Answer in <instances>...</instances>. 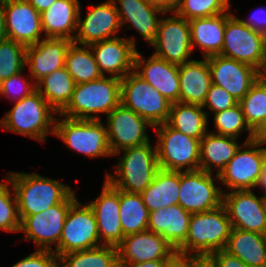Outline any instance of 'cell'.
Instances as JSON below:
<instances>
[{"instance_id":"obj_10","label":"cell","mask_w":266,"mask_h":267,"mask_svg":"<svg viewBox=\"0 0 266 267\" xmlns=\"http://www.w3.org/2000/svg\"><path fill=\"white\" fill-rule=\"evenodd\" d=\"M232 13L231 10L227 12L224 43L219 55L260 70L265 59L266 36L243 24Z\"/></svg>"},{"instance_id":"obj_37","label":"cell","mask_w":266,"mask_h":267,"mask_svg":"<svg viewBox=\"0 0 266 267\" xmlns=\"http://www.w3.org/2000/svg\"><path fill=\"white\" fill-rule=\"evenodd\" d=\"M58 267H119L117 247L102 245L60 255Z\"/></svg>"},{"instance_id":"obj_21","label":"cell","mask_w":266,"mask_h":267,"mask_svg":"<svg viewBox=\"0 0 266 267\" xmlns=\"http://www.w3.org/2000/svg\"><path fill=\"white\" fill-rule=\"evenodd\" d=\"M134 37L118 36L89 45L103 76L107 73L108 76L122 79L134 70L137 51Z\"/></svg>"},{"instance_id":"obj_26","label":"cell","mask_w":266,"mask_h":267,"mask_svg":"<svg viewBox=\"0 0 266 267\" xmlns=\"http://www.w3.org/2000/svg\"><path fill=\"white\" fill-rule=\"evenodd\" d=\"M191 215L178 204L150 211L148 230L162 235L177 250L186 241Z\"/></svg>"},{"instance_id":"obj_2","label":"cell","mask_w":266,"mask_h":267,"mask_svg":"<svg viewBox=\"0 0 266 267\" xmlns=\"http://www.w3.org/2000/svg\"><path fill=\"white\" fill-rule=\"evenodd\" d=\"M13 105L0 119L3 130L27 136L39 143L47 141L48 134L54 136L58 113L37 89Z\"/></svg>"},{"instance_id":"obj_5","label":"cell","mask_w":266,"mask_h":267,"mask_svg":"<svg viewBox=\"0 0 266 267\" xmlns=\"http://www.w3.org/2000/svg\"><path fill=\"white\" fill-rule=\"evenodd\" d=\"M232 230L226 209L220 207L190 217L186 241L176 250L182 254L210 255L225 248Z\"/></svg>"},{"instance_id":"obj_3","label":"cell","mask_w":266,"mask_h":267,"mask_svg":"<svg viewBox=\"0 0 266 267\" xmlns=\"http://www.w3.org/2000/svg\"><path fill=\"white\" fill-rule=\"evenodd\" d=\"M121 103V79L112 76L75 84L71 101L58 114L72 119L101 120Z\"/></svg>"},{"instance_id":"obj_13","label":"cell","mask_w":266,"mask_h":267,"mask_svg":"<svg viewBox=\"0 0 266 267\" xmlns=\"http://www.w3.org/2000/svg\"><path fill=\"white\" fill-rule=\"evenodd\" d=\"M165 13L159 22L158 32L154 42L150 45L154 55L169 63L182 65L191 61L193 55L189 21L171 12ZM166 16V17H164Z\"/></svg>"},{"instance_id":"obj_33","label":"cell","mask_w":266,"mask_h":267,"mask_svg":"<svg viewBox=\"0 0 266 267\" xmlns=\"http://www.w3.org/2000/svg\"><path fill=\"white\" fill-rule=\"evenodd\" d=\"M206 111L201 105L175 102L166 123L186 136L201 140L209 132Z\"/></svg>"},{"instance_id":"obj_45","label":"cell","mask_w":266,"mask_h":267,"mask_svg":"<svg viewBox=\"0 0 266 267\" xmlns=\"http://www.w3.org/2000/svg\"><path fill=\"white\" fill-rule=\"evenodd\" d=\"M12 267H58V256L49 250H36L24 256Z\"/></svg>"},{"instance_id":"obj_9","label":"cell","mask_w":266,"mask_h":267,"mask_svg":"<svg viewBox=\"0 0 266 267\" xmlns=\"http://www.w3.org/2000/svg\"><path fill=\"white\" fill-rule=\"evenodd\" d=\"M77 199L73 190L62 202L43 212L24 217L20 221L19 230L24 233L23 239L33 241L37 250L54 251L58 247L69 208Z\"/></svg>"},{"instance_id":"obj_14","label":"cell","mask_w":266,"mask_h":267,"mask_svg":"<svg viewBox=\"0 0 266 267\" xmlns=\"http://www.w3.org/2000/svg\"><path fill=\"white\" fill-rule=\"evenodd\" d=\"M107 139L112 156L124 149L150 142L146 119L120 103L106 116Z\"/></svg>"},{"instance_id":"obj_46","label":"cell","mask_w":266,"mask_h":267,"mask_svg":"<svg viewBox=\"0 0 266 267\" xmlns=\"http://www.w3.org/2000/svg\"><path fill=\"white\" fill-rule=\"evenodd\" d=\"M214 260L215 267H249L237 256L222 249L210 254Z\"/></svg>"},{"instance_id":"obj_1","label":"cell","mask_w":266,"mask_h":267,"mask_svg":"<svg viewBox=\"0 0 266 267\" xmlns=\"http://www.w3.org/2000/svg\"><path fill=\"white\" fill-rule=\"evenodd\" d=\"M7 177L12 184L20 221L62 202L74 189L63 182L41 176L36 172H12Z\"/></svg>"},{"instance_id":"obj_54","label":"cell","mask_w":266,"mask_h":267,"mask_svg":"<svg viewBox=\"0 0 266 267\" xmlns=\"http://www.w3.org/2000/svg\"><path fill=\"white\" fill-rule=\"evenodd\" d=\"M256 188H261L262 192L264 191V194L262 195L263 197L266 198V163H263L262 169H261V173L259 175V178L257 180V183L254 187V189Z\"/></svg>"},{"instance_id":"obj_36","label":"cell","mask_w":266,"mask_h":267,"mask_svg":"<svg viewBox=\"0 0 266 267\" xmlns=\"http://www.w3.org/2000/svg\"><path fill=\"white\" fill-rule=\"evenodd\" d=\"M119 211L124 237L148 230L149 211L139 193L119 190Z\"/></svg>"},{"instance_id":"obj_50","label":"cell","mask_w":266,"mask_h":267,"mask_svg":"<svg viewBox=\"0 0 266 267\" xmlns=\"http://www.w3.org/2000/svg\"><path fill=\"white\" fill-rule=\"evenodd\" d=\"M252 141L255 143L266 142V117L259 124V126L253 131Z\"/></svg>"},{"instance_id":"obj_7","label":"cell","mask_w":266,"mask_h":267,"mask_svg":"<svg viewBox=\"0 0 266 267\" xmlns=\"http://www.w3.org/2000/svg\"><path fill=\"white\" fill-rule=\"evenodd\" d=\"M159 168L172 171L199 170L200 140L186 136L167 123L155 126Z\"/></svg>"},{"instance_id":"obj_27","label":"cell","mask_w":266,"mask_h":267,"mask_svg":"<svg viewBox=\"0 0 266 267\" xmlns=\"http://www.w3.org/2000/svg\"><path fill=\"white\" fill-rule=\"evenodd\" d=\"M212 84L207 58L179 65L180 102L203 105Z\"/></svg>"},{"instance_id":"obj_35","label":"cell","mask_w":266,"mask_h":267,"mask_svg":"<svg viewBox=\"0 0 266 267\" xmlns=\"http://www.w3.org/2000/svg\"><path fill=\"white\" fill-rule=\"evenodd\" d=\"M65 68L75 84L87 83L103 77L88 45L73 42L66 54Z\"/></svg>"},{"instance_id":"obj_42","label":"cell","mask_w":266,"mask_h":267,"mask_svg":"<svg viewBox=\"0 0 266 267\" xmlns=\"http://www.w3.org/2000/svg\"><path fill=\"white\" fill-rule=\"evenodd\" d=\"M230 9V0H181L175 13L189 21L226 13Z\"/></svg>"},{"instance_id":"obj_16","label":"cell","mask_w":266,"mask_h":267,"mask_svg":"<svg viewBox=\"0 0 266 267\" xmlns=\"http://www.w3.org/2000/svg\"><path fill=\"white\" fill-rule=\"evenodd\" d=\"M222 205L232 228L266 235L265 197L253 189L232 190L223 193Z\"/></svg>"},{"instance_id":"obj_24","label":"cell","mask_w":266,"mask_h":267,"mask_svg":"<svg viewBox=\"0 0 266 267\" xmlns=\"http://www.w3.org/2000/svg\"><path fill=\"white\" fill-rule=\"evenodd\" d=\"M72 43L65 38H43L26 47V69L36 84L48 74L65 67L66 54Z\"/></svg>"},{"instance_id":"obj_17","label":"cell","mask_w":266,"mask_h":267,"mask_svg":"<svg viewBox=\"0 0 266 267\" xmlns=\"http://www.w3.org/2000/svg\"><path fill=\"white\" fill-rule=\"evenodd\" d=\"M78 12L77 31L73 42L79 45H91L106 39L118 37L122 30L119 14L112 0L91 5L84 18Z\"/></svg>"},{"instance_id":"obj_25","label":"cell","mask_w":266,"mask_h":267,"mask_svg":"<svg viewBox=\"0 0 266 267\" xmlns=\"http://www.w3.org/2000/svg\"><path fill=\"white\" fill-rule=\"evenodd\" d=\"M119 14L122 30H136L151 45L157 35L159 22L165 12L147 0H112Z\"/></svg>"},{"instance_id":"obj_39","label":"cell","mask_w":266,"mask_h":267,"mask_svg":"<svg viewBox=\"0 0 266 267\" xmlns=\"http://www.w3.org/2000/svg\"><path fill=\"white\" fill-rule=\"evenodd\" d=\"M239 104L246 122L254 131L266 117V80L259 78Z\"/></svg>"},{"instance_id":"obj_53","label":"cell","mask_w":266,"mask_h":267,"mask_svg":"<svg viewBox=\"0 0 266 267\" xmlns=\"http://www.w3.org/2000/svg\"><path fill=\"white\" fill-rule=\"evenodd\" d=\"M39 13L50 7L56 0H27Z\"/></svg>"},{"instance_id":"obj_41","label":"cell","mask_w":266,"mask_h":267,"mask_svg":"<svg viewBox=\"0 0 266 267\" xmlns=\"http://www.w3.org/2000/svg\"><path fill=\"white\" fill-rule=\"evenodd\" d=\"M5 179L6 183L0 181V230L19 233L20 218L17 198L11 182L7 177Z\"/></svg>"},{"instance_id":"obj_18","label":"cell","mask_w":266,"mask_h":267,"mask_svg":"<svg viewBox=\"0 0 266 267\" xmlns=\"http://www.w3.org/2000/svg\"><path fill=\"white\" fill-rule=\"evenodd\" d=\"M116 247L119 267L147 260H170L177 253L162 235L150 230L125 236Z\"/></svg>"},{"instance_id":"obj_40","label":"cell","mask_w":266,"mask_h":267,"mask_svg":"<svg viewBox=\"0 0 266 267\" xmlns=\"http://www.w3.org/2000/svg\"><path fill=\"white\" fill-rule=\"evenodd\" d=\"M26 68V46L6 38L0 41V81Z\"/></svg>"},{"instance_id":"obj_56","label":"cell","mask_w":266,"mask_h":267,"mask_svg":"<svg viewBox=\"0 0 266 267\" xmlns=\"http://www.w3.org/2000/svg\"><path fill=\"white\" fill-rule=\"evenodd\" d=\"M259 77L266 80V45H265V59L261 69L259 70Z\"/></svg>"},{"instance_id":"obj_23","label":"cell","mask_w":266,"mask_h":267,"mask_svg":"<svg viewBox=\"0 0 266 267\" xmlns=\"http://www.w3.org/2000/svg\"><path fill=\"white\" fill-rule=\"evenodd\" d=\"M134 71L171 103L180 102L179 65L169 63L154 54L145 58L137 49Z\"/></svg>"},{"instance_id":"obj_51","label":"cell","mask_w":266,"mask_h":267,"mask_svg":"<svg viewBox=\"0 0 266 267\" xmlns=\"http://www.w3.org/2000/svg\"><path fill=\"white\" fill-rule=\"evenodd\" d=\"M169 260H147L140 263L126 264L124 267H167Z\"/></svg>"},{"instance_id":"obj_47","label":"cell","mask_w":266,"mask_h":267,"mask_svg":"<svg viewBox=\"0 0 266 267\" xmlns=\"http://www.w3.org/2000/svg\"><path fill=\"white\" fill-rule=\"evenodd\" d=\"M263 15V16H262ZM240 21L253 30H256L266 36V8L257 9L246 19L239 18Z\"/></svg>"},{"instance_id":"obj_44","label":"cell","mask_w":266,"mask_h":267,"mask_svg":"<svg viewBox=\"0 0 266 267\" xmlns=\"http://www.w3.org/2000/svg\"><path fill=\"white\" fill-rule=\"evenodd\" d=\"M238 103L239 102L225 89L211 84L202 108L205 109L207 107L206 109L209 110L207 116L209 118L211 112L212 114L218 113L227 110Z\"/></svg>"},{"instance_id":"obj_43","label":"cell","mask_w":266,"mask_h":267,"mask_svg":"<svg viewBox=\"0 0 266 267\" xmlns=\"http://www.w3.org/2000/svg\"><path fill=\"white\" fill-rule=\"evenodd\" d=\"M22 72L23 71L2 81L1 98H8L15 103L30 95L37 89L36 83L29 73H26L29 76L28 78L22 75Z\"/></svg>"},{"instance_id":"obj_30","label":"cell","mask_w":266,"mask_h":267,"mask_svg":"<svg viewBox=\"0 0 266 267\" xmlns=\"http://www.w3.org/2000/svg\"><path fill=\"white\" fill-rule=\"evenodd\" d=\"M237 141L238 139L234 137L208 132L200 140L199 169L219 175L242 145ZM213 167L216 169H213Z\"/></svg>"},{"instance_id":"obj_32","label":"cell","mask_w":266,"mask_h":267,"mask_svg":"<svg viewBox=\"0 0 266 267\" xmlns=\"http://www.w3.org/2000/svg\"><path fill=\"white\" fill-rule=\"evenodd\" d=\"M180 171L159 168L150 185L140 193L148 211L178 204Z\"/></svg>"},{"instance_id":"obj_57","label":"cell","mask_w":266,"mask_h":267,"mask_svg":"<svg viewBox=\"0 0 266 267\" xmlns=\"http://www.w3.org/2000/svg\"><path fill=\"white\" fill-rule=\"evenodd\" d=\"M262 149L263 156H264V162L266 163V142L264 143H258Z\"/></svg>"},{"instance_id":"obj_11","label":"cell","mask_w":266,"mask_h":267,"mask_svg":"<svg viewBox=\"0 0 266 267\" xmlns=\"http://www.w3.org/2000/svg\"><path fill=\"white\" fill-rule=\"evenodd\" d=\"M217 184H220L217 174L207 173L200 169L180 171L178 205L191 214L220 207L223 202L224 189Z\"/></svg>"},{"instance_id":"obj_8","label":"cell","mask_w":266,"mask_h":267,"mask_svg":"<svg viewBox=\"0 0 266 267\" xmlns=\"http://www.w3.org/2000/svg\"><path fill=\"white\" fill-rule=\"evenodd\" d=\"M121 103L154 127L167 122L172 105L134 70L121 79Z\"/></svg>"},{"instance_id":"obj_12","label":"cell","mask_w":266,"mask_h":267,"mask_svg":"<svg viewBox=\"0 0 266 267\" xmlns=\"http://www.w3.org/2000/svg\"><path fill=\"white\" fill-rule=\"evenodd\" d=\"M102 246L97 222L88 203L77 199L69 208L58 247L53 251L58 257L74 251L89 250Z\"/></svg>"},{"instance_id":"obj_19","label":"cell","mask_w":266,"mask_h":267,"mask_svg":"<svg viewBox=\"0 0 266 267\" xmlns=\"http://www.w3.org/2000/svg\"><path fill=\"white\" fill-rule=\"evenodd\" d=\"M212 84L225 89L238 102L260 78L259 70L221 55L207 57Z\"/></svg>"},{"instance_id":"obj_48","label":"cell","mask_w":266,"mask_h":267,"mask_svg":"<svg viewBox=\"0 0 266 267\" xmlns=\"http://www.w3.org/2000/svg\"><path fill=\"white\" fill-rule=\"evenodd\" d=\"M186 267H215L211 255L186 254Z\"/></svg>"},{"instance_id":"obj_4","label":"cell","mask_w":266,"mask_h":267,"mask_svg":"<svg viewBox=\"0 0 266 267\" xmlns=\"http://www.w3.org/2000/svg\"><path fill=\"white\" fill-rule=\"evenodd\" d=\"M113 156H117L119 161L114 174L106 172L105 179L121 191L140 194L150 185L159 169L156 145H151V141L121 150Z\"/></svg>"},{"instance_id":"obj_52","label":"cell","mask_w":266,"mask_h":267,"mask_svg":"<svg viewBox=\"0 0 266 267\" xmlns=\"http://www.w3.org/2000/svg\"><path fill=\"white\" fill-rule=\"evenodd\" d=\"M167 267H186V254L176 253L167 262Z\"/></svg>"},{"instance_id":"obj_38","label":"cell","mask_w":266,"mask_h":267,"mask_svg":"<svg viewBox=\"0 0 266 267\" xmlns=\"http://www.w3.org/2000/svg\"><path fill=\"white\" fill-rule=\"evenodd\" d=\"M212 116L215 127L214 131L211 130L209 132L238 139L241 133L246 131L248 132V136L244 142L252 141L253 130L246 122L239 103L227 110L214 113Z\"/></svg>"},{"instance_id":"obj_6","label":"cell","mask_w":266,"mask_h":267,"mask_svg":"<svg viewBox=\"0 0 266 267\" xmlns=\"http://www.w3.org/2000/svg\"><path fill=\"white\" fill-rule=\"evenodd\" d=\"M56 117L54 135L66 147L89 158L111 157L107 139V127L101 120Z\"/></svg>"},{"instance_id":"obj_28","label":"cell","mask_w":266,"mask_h":267,"mask_svg":"<svg viewBox=\"0 0 266 267\" xmlns=\"http://www.w3.org/2000/svg\"><path fill=\"white\" fill-rule=\"evenodd\" d=\"M80 9L79 0H56L41 13L45 38H65L73 41Z\"/></svg>"},{"instance_id":"obj_20","label":"cell","mask_w":266,"mask_h":267,"mask_svg":"<svg viewBox=\"0 0 266 267\" xmlns=\"http://www.w3.org/2000/svg\"><path fill=\"white\" fill-rule=\"evenodd\" d=\"M3 3L7 38L30 46L45 38L41 13L27 0H0Z\"/></svg>"},{"instance_id":"obj_29","label":"cell","mask_w":266,"mask_h":267,"mask_svg":"<svg viewBox=\"0 0 266 267\" xmlns=\"http://www.w3.org/2000/svg\"><path fill=\"white\" fill-rule=\"evenodd\" d=\"M226 21L227 12L189 20L193 51L196 47L200 48L203 58L219 55L224 43Z\"/></svg>"},{"instance_id":"obj_31","label":"cell","mask_w":266,"mask_h":267,"mask_svg":"<svg viewBox=\"0 0 266 267\" xmlns=\"http://www.w3.org/2000/svg\"><path fill=\"white\" fill-rule=\"evenodd\" d=\"M224 250L249 267H266V235L232 228Z\"/></svg>"},{"instance_id":"obj_58","label":"cell","mask_w":266,"mask_h":267,"mask_svg":"<svg viewBox=\"0 0 266 267\" xmlns=\"http://www.w3.org/2000/svg\"><path fill=\"white\" fill-rule=\"evenodd\" d=\"M1 87H2V82L0 81V94H1Z\"/></svg>"},{"instance_id":"obj_49","label":"cell","mask_w":266,"mask_h":267,"mask_svg":"<svg viewBox=\"0 0 266 267\" xmlns=\"http://www.w3.org/2000/svg\"><path fill=\"white\" fill-rule=\"evenodd\" d=\"M151 5L163 10L165 13L175 12L181 0H147Z\"/></svg>"},{"instance_id":"obj_15","label":"cell","mask_w":266,"mask_h":267,"mask_svg":"<svg viewBox=\"0 0 266 267\" xmlns=\"http://www.w3.org/2000/svg\"><path fill=\"white\" fill-rule=\"evenodd\" d=\"M263 163L264 156L260 145L253 141H243L235 155L219 173L220 186H225L224 192L227 190H254Z\"/></svg>"},{"instance_id":"obj_55","label":"cell","mask_w":266,"mask_h":267,"mask_svg":"<svg viewBox=\"0 0 266 267\" xmlns=\"http://www.w3.org/2000/svg\"><path fill=\"white\" fill-rule=\"evenodd\" d=\"M7 38L3 3L0 1V41Z\"/></svg>"},{"instance_id":"obj_22","label":"cell","mask_w":266,"mask_h":267,"mask_svg":"<svg viewBox=\"0 0 266 267\" xmlns=\"http://www.w3.org/2000/svg\"><path fill=\"white\" fill-rule=\"evenodd\" d=\"M98 197L87 202L94 212L100 243L117 246L124 238L120 222L119 189L106 179Z\"/></svg>"},{"instance_id":"obj_34","label":"cell","mask_w":266,"mask_h":267,"mask_svg":"<svg viewBox=\"0 0 266 267\" xmlns=\"http://www.w3.org/2000/svg\"><path fill=\"white\" fill-rule=\"evenodd\" d=\"M36 86L41 96L59 114L71 101L75 82L63 67L45 76Z\"/></svg>"}]
</instances>
